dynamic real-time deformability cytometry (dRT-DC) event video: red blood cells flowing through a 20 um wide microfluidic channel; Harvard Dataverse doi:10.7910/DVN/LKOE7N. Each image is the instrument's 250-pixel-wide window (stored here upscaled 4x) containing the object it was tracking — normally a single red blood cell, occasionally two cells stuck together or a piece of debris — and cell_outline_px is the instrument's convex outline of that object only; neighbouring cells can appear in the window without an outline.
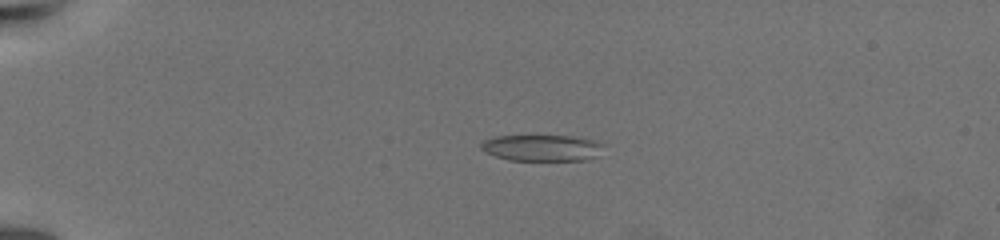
{"species": "common noctule bat (a hibernating species)", "species_latin": "Nyctalus noctula", "temperature_condition": "warm", "stored_images_in_passage": 52, "camera_frame_rate_fps": 3000, "um_per_image_px": 0.085, "animal": {"sex": "female", "body_mass_g": 19.5, "forearm_length_mm": 54.1}, "frame": {"image": 1, "passage_image": 3, "time_ms": 0.667, "image_size_px": [1000, 240], "cell_outline_px": [[604, 144], [596, 156], [584, 160], [508, 160], [484, 152], [480, 148], [480, 144], [484, 140], [496, 136], [572, 136], [596, 140]], "centroid_in_image_um": [46.04, 12.56], "position_along_channel_um": 39.0, "area_um2": 18.73}}
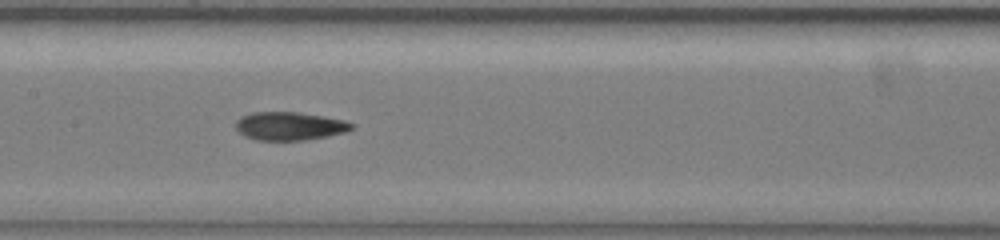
{"frame": {"image": 2, "passage_image": 22, "time_ms": 7.0, "image_size_px": [1000, 240], "cell_outline_px": [[352, 128], [344, 132], [328, 136], [308, 140], [256, 140], [244, 136], [236, 128], [236, 120], [244, 116], [256, 112], [296, 112], [320, 116], [340, 120], [352, 124]], "centroid_in_image_um": [24.57, 10.73], "position_along_channel_um": 182.8, "area_um2": 18.67}}
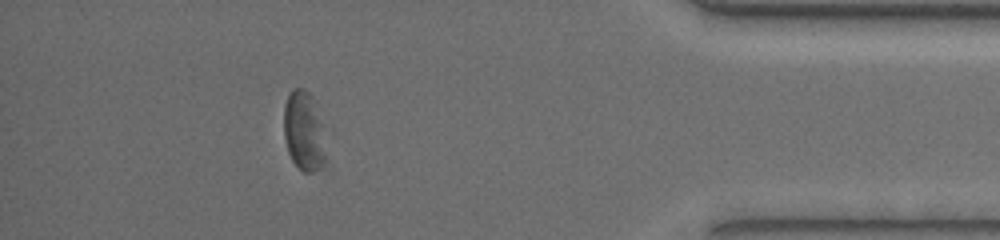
{"frame": {"image": 3, "passage_image": 46, "time_ms": 15.0, "image_size_px": [1000, 240], "cell_outline_px": [[324, 156], [316, 168], [312, 172], [304, 172], [292, 160], [288, 152], [284, 136], [284, 108], [288, 96], [296, 88], [304, 88], [312, 96], [320, 128]], "centroid_in_image_um": [25.74, 11.11], "position_along_channel_um": 409.5, "area_um2": 18.03}, "authors_computed_cell_mechanics": {"area_um2": 18.9006, "velocity_mm_per_s": 3.2835, "shape_relaxation_time_tau1_ms": 6.3259, "shape_relaxation_time_tau2_ms": 2.8681, "deformation_change_tau1": 0.1648, "deformation_change_tau2": 0.0994}}